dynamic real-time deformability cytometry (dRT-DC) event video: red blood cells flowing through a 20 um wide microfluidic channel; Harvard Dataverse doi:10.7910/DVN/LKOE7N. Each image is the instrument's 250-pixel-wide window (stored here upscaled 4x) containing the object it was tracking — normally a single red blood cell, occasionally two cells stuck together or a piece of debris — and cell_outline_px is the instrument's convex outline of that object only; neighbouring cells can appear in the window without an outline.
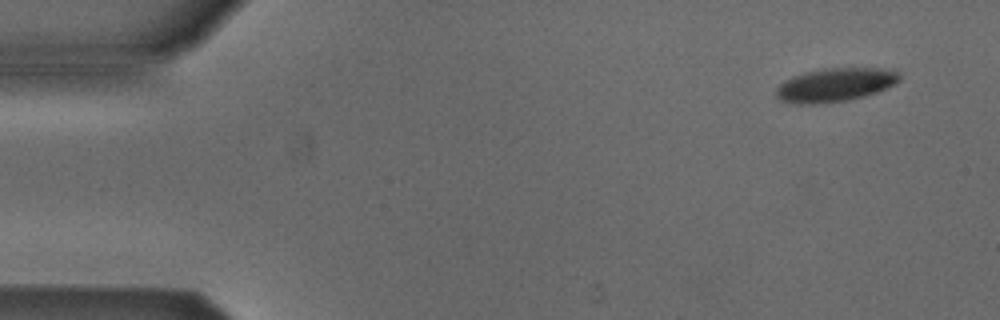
{"species": "Egyptian fruit bat (a non-hibernating species)", "species_latin": "Rousettus aegyptiacus", "temperature_condition": "cold", "stored_images_in_passage": 4, "camera_frame_rate_fps": 3000, "um_per_image_px": 0.085, "animal": {"sex": "male"}, "frame": {"image": 1, "passage_image": 1, "time_ms": 0.0, "image_size_px": [1000, 320], "cell_outline_px": [[900, 80], [896, 84], [876, 92], [864, 96], [844, 100], [812, 104], [796, 104], [780, 100], [776, 96], [776, 88], [784, 80], [792, 76], [804, 72], [824, 68], [892, 68], [900, 72]], "centroid_in_image_um": [71.01, 7.19], "position_along_channel_um": 14.0, "area_um2": 24.28}}
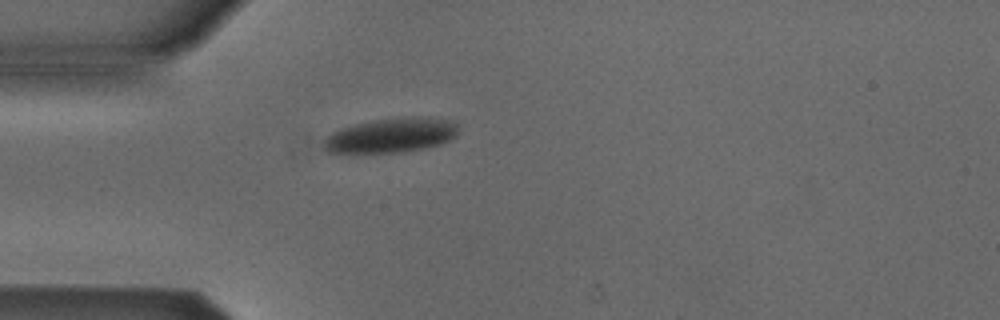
{"frame": {"image": 2, "passage_image": 4, "time_ms": 3.667, "image_size_px": [1000, 320], "cell_outline_px": [[460, 132], [456, 136], [440, 144], [424, 148], [404, 152], [352, 156], [324, 152], [320, 144], [332, 132], [340, 128], [372, 120], [412, 116], [428, 116], [452, 120], [456, 124]], "centroid_in_image_um": [33.16, 11.55], "position_along_channel_um": 51.8, "area_um2": 28.55}}